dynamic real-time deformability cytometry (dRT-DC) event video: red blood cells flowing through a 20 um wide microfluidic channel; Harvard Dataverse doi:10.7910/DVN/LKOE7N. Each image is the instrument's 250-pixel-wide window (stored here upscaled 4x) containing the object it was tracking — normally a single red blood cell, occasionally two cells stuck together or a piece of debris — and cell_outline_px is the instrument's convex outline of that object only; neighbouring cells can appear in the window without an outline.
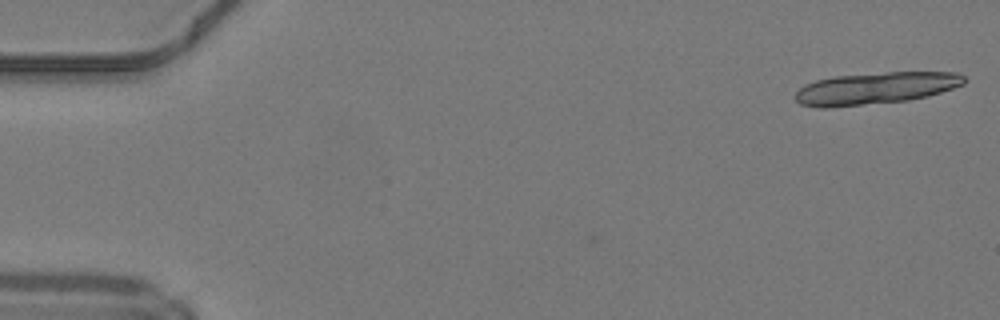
{"species": "common noctule bat (a hibernating species)", "species_latin": "Nyctalus noctula", "temperature_condition": "warm", "stored_images_in_passage": 16, "camera_frame_rate_fps": 3000, "um_per_image_px": 0.085, "animal": {"sex": "male", "body_mass_g": 19.2, "forearm_length_mm": 51.8}, "frame": {"image": 1, "passage_image": 1, "time_ms": 0.0, "image_size_px": [1000, 320], "cell_outline_px": [[964, 84], [928, 96], [908, 100], [828, 108], [820, 108], [800, 104], [792, 96], [804, 84], [816, 80], [836, 76], [888, 72], [960, 72], [964, 76]], "centroid_in_image_um": [74.39, 7.5], "position_along_channel_um": 10.6, "area_um2": 31.44}}